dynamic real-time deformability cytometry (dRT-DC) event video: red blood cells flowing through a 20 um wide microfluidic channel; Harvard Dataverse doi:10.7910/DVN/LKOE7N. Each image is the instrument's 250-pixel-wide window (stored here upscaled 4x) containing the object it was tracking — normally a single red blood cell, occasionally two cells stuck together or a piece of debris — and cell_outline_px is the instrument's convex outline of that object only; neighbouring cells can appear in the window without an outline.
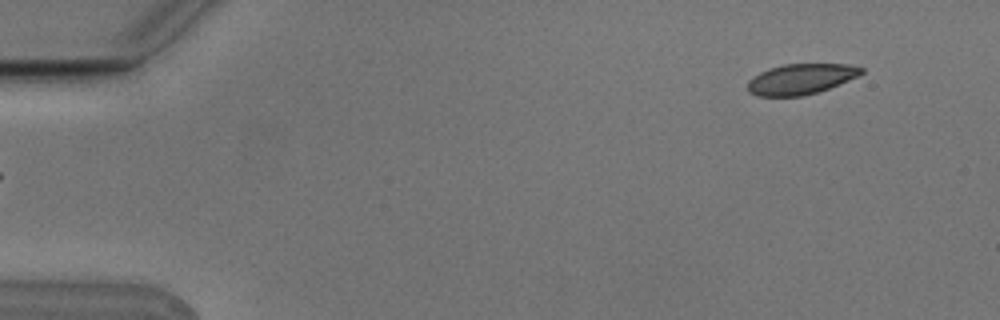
{"species": "Egyptian fruit bat (a non-hibernating species)", "species_latin": "Rousettus aegyptiacus", "temperature_condition": "cold", "stored_images_in_passage": 2, "camera_frame_rate_fps": 3000, "um_per_image_px": 0.085, "animal": {"sex": "male"}, "frame": {"image": 1, "passage_image": 2, "time_ms": 0.333, "image_size_px": [1000, 320], "cell_outline_px": [[864, 72], [848, 80], [828, 88], [816, 92], [800, 96], [756, 96], [748, 92], [748, 80], [760, 72], [768, 68], [784, 64], [848, 64], [864, 68]], "centroid_in_image_um": [68.03, 6.71], "position_along_channel_um": 17.0, "area_um2": 20.06}}